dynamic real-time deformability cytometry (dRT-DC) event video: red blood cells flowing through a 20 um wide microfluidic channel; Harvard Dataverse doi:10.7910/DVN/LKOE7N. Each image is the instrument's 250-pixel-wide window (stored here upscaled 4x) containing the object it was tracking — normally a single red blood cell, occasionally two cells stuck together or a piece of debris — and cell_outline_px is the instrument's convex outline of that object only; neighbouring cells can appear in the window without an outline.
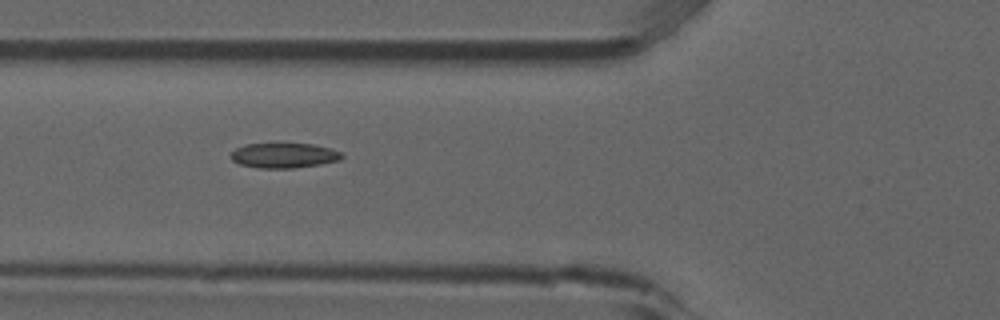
{"species": "common noctule bat (a hibernating species)", "species_latin": "Nyctalus noctula", "temperature_condition": "room temperature", "stored_images_in_passage": 5, "camera_frame_rate_fps": 3000, "um_per_image_px": 0.085, "animal": {"sex": "male", "forearm_length_mm": 52.5}, "frame": {"image": 1, "passage_image": 3, "time_ms": 0.667, "image_size_px": [1000, 320], "cell_outline_px": [[344, 156], [340, 160], [320, 164], [292, 168], [260, 168], [240, 164], [232, 160], [232, 152], [236, 148], [244, 144], [312, 144], [332, 148], [340, 152]], "centroid_in_image_um": [24.16, 13.21], "position_along_channel_um": 101.6, "area_um2": 16.01}}
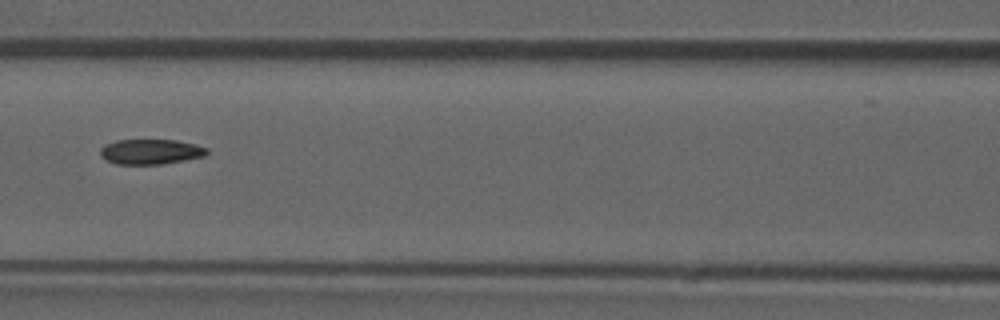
{"frame": {"image": 2, "passage_image": 4, "time_ms": 1.0, "image_size_px": [1000, 320], "cell_outline_px": [[208, 152], [204, 156], [184, 160], [160, 164], [116, 164], [100, 156], [100, 148], [104, 144], [116, 140], [176, 140], [196, 144], [208, 148]], "centroid_in_image_um": [12.79, 12.88], "position_along_channel_um": 153.8, "area_um2": 15.61}}